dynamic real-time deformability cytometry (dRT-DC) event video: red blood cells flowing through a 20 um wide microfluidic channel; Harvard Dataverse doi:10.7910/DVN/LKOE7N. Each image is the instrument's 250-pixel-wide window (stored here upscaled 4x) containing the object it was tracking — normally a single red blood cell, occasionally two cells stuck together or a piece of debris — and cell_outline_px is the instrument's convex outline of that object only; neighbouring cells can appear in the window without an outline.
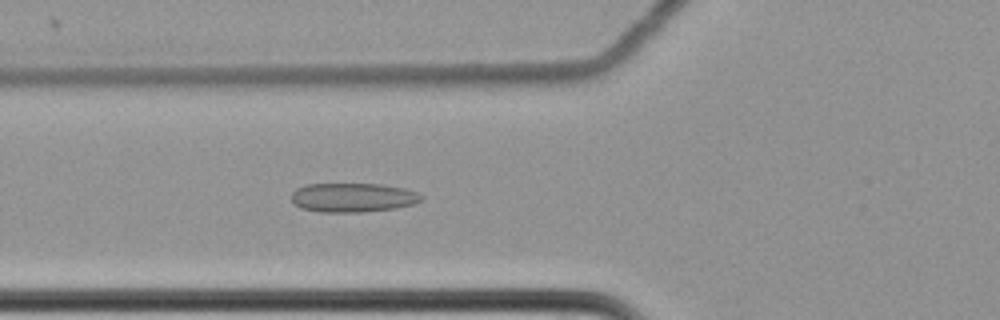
{"species": "common noctule bat (a hibernating species)", "species_latin": "Nyctalus noctula", "temperature_condition": "cold", "stored_images_in_passage": 62, "camera_frame_rate_fps": 3000, "um_per_image_px": 0.085, "animal": {"sex": "female", "body_mass_g": 22.7, "forearm_length_mm": 54.2}, "frame": {"image": 1, "passage_image": 25, "time_ms": 8.0, "image_size_px": [1000, 320], "cell_outline_px": [[424, 196], [420, 200], [412, 204], [396, 208], [360, 212], [320, 212], [300, 208], [292, 204], [292, 192], [296, 188], [304, 184], [380, 184], [404, 188], [416, 192]], "centroid_in_image_um": [29.94, 16.79], "position_along_channel_um": 95.9, "area_um2": 22.14}}
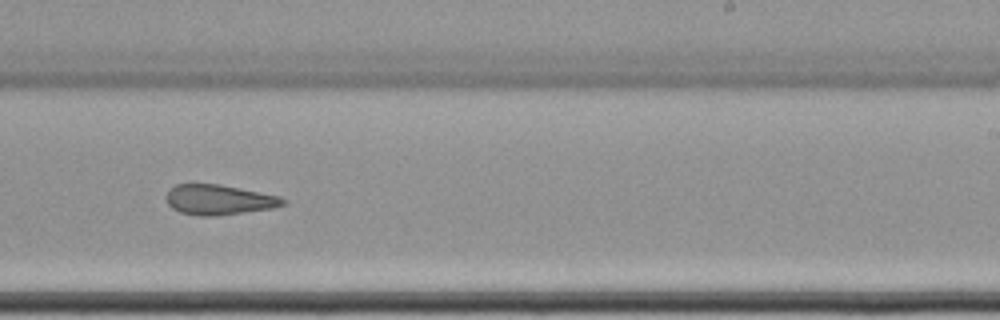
{"frame": {"image": 2, "passage_image": 40, "time_ms": 13.0, "image_size_px": [1000, 320], "cell_outline_px": [[288, 204], [272, 208], [244, 212], [212, 216], [200, 216], [180, 212], [172, 208], [168, 204], [164, 196], [168, 188], [176, 184], [220, 184], [280, 196], [288, 200]], "centroid_in_image_um": [18.6, 16.97], "position_along_channel_um": 270.4, "area_um2": 20.69}}
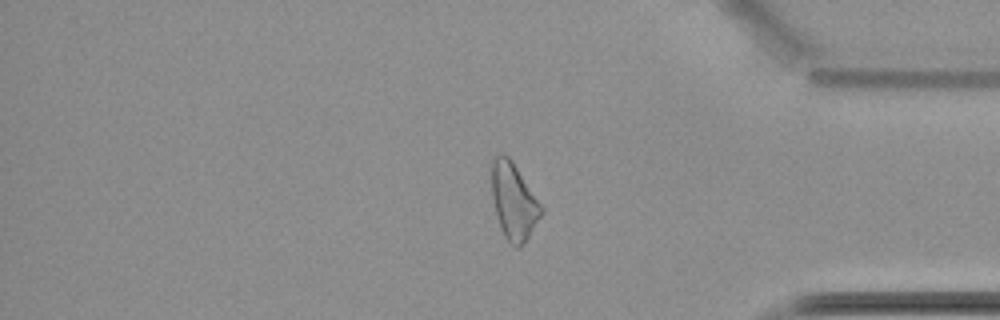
{"frame": {"image": 3, "passage_image": 52, "time_ms": 17.0, "image_size_px": [1000, 320], "cell_outline_px": [[544, 212], [524, 244], [520, 248], [516, 248], [504, 236], [500, 228], [496, 216], [492, 196], [488, 164], [500, 152], [504, 152], [512, 160], [544, 208]], "centroid_in_image_um": [43.63, 17.06], "position_along_channel_um": 391.6, "area_um2": 22.83}, "authors_computed_cell_mechanics": {"area_um2": 23.2067, "velocity_mm_per_s": 3.4919, "shape_relaxation_time_tau1_ms": null, "shape_relaxation_time_tau2_ms": 3.3117, "deformation_change_tau1": null, "deformation_change_tau2": 0.098}}